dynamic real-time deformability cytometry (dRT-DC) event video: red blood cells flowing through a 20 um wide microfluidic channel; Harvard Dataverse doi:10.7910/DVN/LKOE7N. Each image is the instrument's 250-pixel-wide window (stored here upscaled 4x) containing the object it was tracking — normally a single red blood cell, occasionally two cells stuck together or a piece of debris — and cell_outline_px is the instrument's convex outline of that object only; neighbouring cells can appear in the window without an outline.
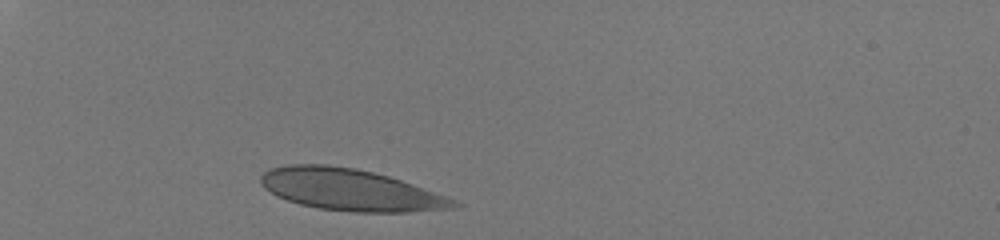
{"species": "human", "species_latin": "Homo sapiens", "temperature_condition": "room temperature", "stored_images_in_passage": 30, "camera_frame_rate_fps": 3000, "um_per_image_px": 0.085, "donor": {"sex": "male"}, "frame": {"image": 1, "passage_image": 1, "time_ms": 0.0, "image_size_px": [1000, 240], "cell_outline_px": [[464, 204], [460, 208], [408, 212], [348, 212], [320, 208], [300, 204], [276, 196], [264, 188], [260, 184], [260, 176], [268, 168], [288, 164], [328, 164], [356, 168], [388, 176], [412, 184], [456, 200]], "centroid_in_image_um": [29.77, 16.13], "position_along_channel_um": 55.2, "area_um2": 47.11}}
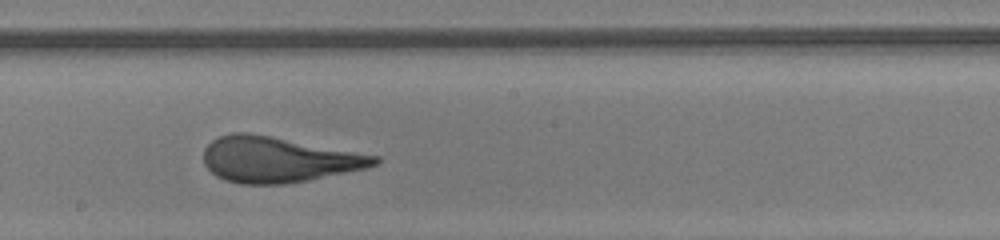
{"frame": {"image": 2, "passage_image": 17, "time_ms": 5.333, "image_size_px": [1000, 240], "cell_outline_px": [[380, 160], [376, 164], [368, 168], [308, 180], [284, 184], [240, 184], [224, 180], [216, 176], [204, 164], [204, 148], [212, 140], [220, 136], [232, 132], [248, 132], [272, 136], [380, 156]], "centroid_in_image_um": [23.64, 13.56], "position_along_channel_um": 224.6, "area_um2": 45.49}}
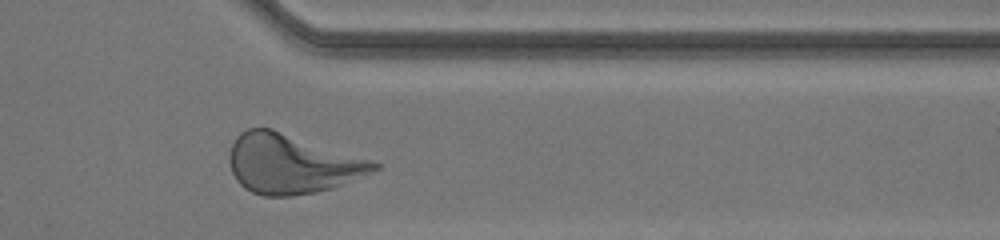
{"frame": {"image": 3, "passage_image": 29, "time_ms": 9.333, "image_size_px": [1000, 240], "cell_outline_px": [[380, 168], [372, 172], [332, 188], [316, 192], [292, 196], [264, 196], [252, 192], [244, 188], [236, 180], [232, 172], [228, 160], [228, 156], [232, 144], [236, 136], [240, 132], [248, 128], [272, 128], [380, 164]], "centroid_in_image_um": [24.71, 13.93], "position_along_channel_um": 386.7, "area_um2": 49.53}, "authors_computed_cell_mechanics": {"area_um2": 45.6042, "velocity_mm_per_s": 4.0525, "shape_relaxation_time_tau1_ms": 4.0633, "shape_relaxation_time_tau2_ms": null, "deformation_change_tau1": 0.1796, "deformation_change_tau2": null}}